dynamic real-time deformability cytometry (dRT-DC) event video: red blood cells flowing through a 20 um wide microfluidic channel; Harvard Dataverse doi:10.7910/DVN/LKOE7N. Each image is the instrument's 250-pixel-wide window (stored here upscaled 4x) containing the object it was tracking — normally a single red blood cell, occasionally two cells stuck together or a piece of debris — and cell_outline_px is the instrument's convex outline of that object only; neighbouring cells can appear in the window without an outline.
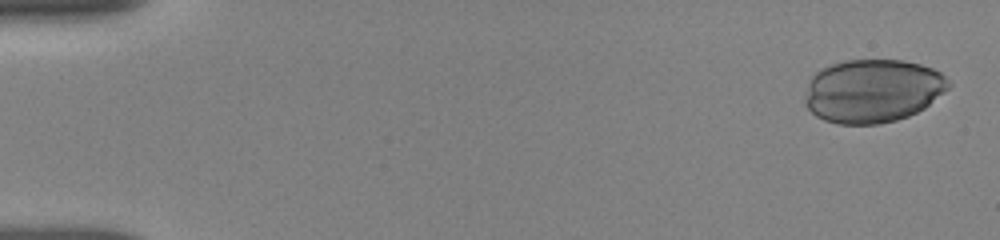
{"species": "human", "species_latin": "Homo sapiens", "temperature_condition": "room temperature", "stored_images_in_passage": 20, "camera_frame_rate_fps": 3000, "um_per_image_px": 0.085, "donor": {"sex": "female"}, "frame": {"image": 1, "passage_image": 1, "time_ms": 0.0, "image_size_px": [1000, 240], "cell_outline_px": [[952, 84], [944, 92], [924, 108], [908, 116], [896, 120], [880, 124], [840, 124], [824, 120], [816, 116], [804, 104], [804, 100], [808, 84], [812, 76], [820, 68], [844, 60], [904, 60], [920, 64], [932, 68], [940, 72]], "centroid_in_image_um": [74.17, 7.72], "position_along_channel_um": 10.8, "area_um2": 53.18}}